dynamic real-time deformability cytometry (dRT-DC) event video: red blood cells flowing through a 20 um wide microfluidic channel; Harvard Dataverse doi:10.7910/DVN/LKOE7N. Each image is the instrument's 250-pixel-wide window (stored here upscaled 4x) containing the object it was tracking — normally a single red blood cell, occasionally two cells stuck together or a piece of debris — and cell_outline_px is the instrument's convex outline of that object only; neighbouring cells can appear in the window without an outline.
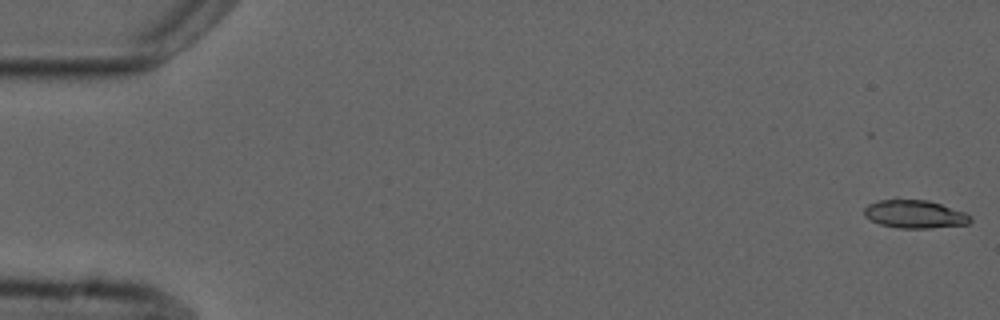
{"species": "common noctule bat (a hibernating species)", "species_latin": "Nyctalus noctula", "temperature_condition": "cold", "stored_images_in_passage": 6, "camera_frame_rate_fps": 3000, "um_per_image_px": 0.085, "animal": {"sex": "male", "forearm_length_mm": 52.5}, "frame": {"image": 1, "passage_image": 1, "time_ms": 0.0, "image_size_px": [1000, 320], "cell_outline_px": [[972, 220], [968, 224], [928, 228], [896, 228], [880, 224], [864, 216], [864, 208], [868, 204], [880, 200], [896, 196], [928, 200], [964, 212], [972, 216]], "centroid_in_image_um": [77.71, 18.16], "position_along_channel_um": 7.3, "area_um2": 17.92}}
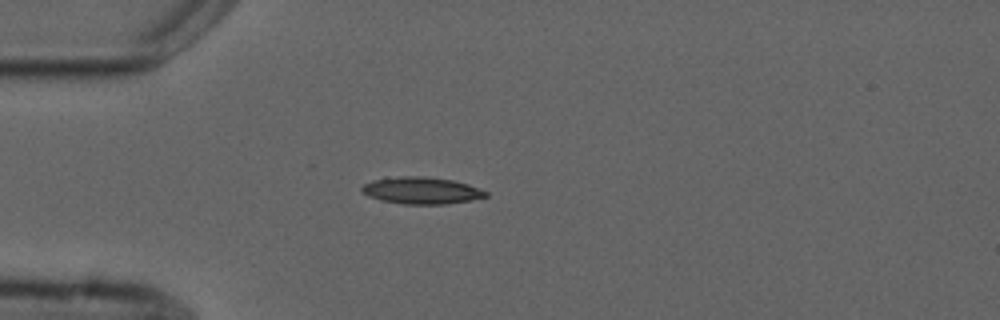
{"frame": {"image": 2, "passage_image": 5, "time_ms": 4.667, "image_size_px": [1000, 320], "cell_outline_px": [[488, 196], [472, 200], [448, 204], [404, 204], [380, 200], [368, 196], [360, 188], [364, 184], [372, 180], [384, 176], [424, 176], [452, 180], [468, 184], [480, 188], [488, 192]], "centroid_in_image_um": [35.81, 16.18], "position_along_channel_um": 49.2, "area_um2": 19.71}}